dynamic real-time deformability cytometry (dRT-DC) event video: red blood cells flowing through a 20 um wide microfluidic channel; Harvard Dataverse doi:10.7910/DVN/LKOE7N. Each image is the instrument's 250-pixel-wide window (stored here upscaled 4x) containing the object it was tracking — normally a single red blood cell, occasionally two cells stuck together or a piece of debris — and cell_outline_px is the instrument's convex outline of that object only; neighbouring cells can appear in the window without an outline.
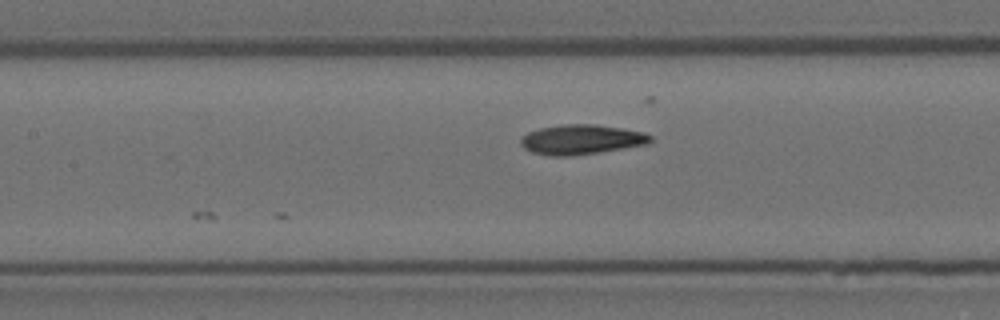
{"species": "Egyptian fruit bat (a non-hibernating species)", "species_latin": "Rousettus aegyptiacus", "temperature_condition": "room temperature", "stored_images_in_passage": 18, "camera_frame_rate_fps": 3000, "um_per_image_px": 0.085, "animal": {"sex": "female"}, "frame": {"image": 1, "passage_image": 18, "time_ms": 5.667, "image_size_px": [1000, 320], "cell_outline_px": [[652, 140], [648, 144], [572, 156], [552, 156], [532, 152], [524, 148], [520, 144], [520, 140], [528, 132], [540, 128], [564, 124], [596, 124], [644, 132], [652, 136]], "centroid_in_image_um": [49.41, 11.86], "position_along_channel_um": 158.0, "area_um2": 22.37}}